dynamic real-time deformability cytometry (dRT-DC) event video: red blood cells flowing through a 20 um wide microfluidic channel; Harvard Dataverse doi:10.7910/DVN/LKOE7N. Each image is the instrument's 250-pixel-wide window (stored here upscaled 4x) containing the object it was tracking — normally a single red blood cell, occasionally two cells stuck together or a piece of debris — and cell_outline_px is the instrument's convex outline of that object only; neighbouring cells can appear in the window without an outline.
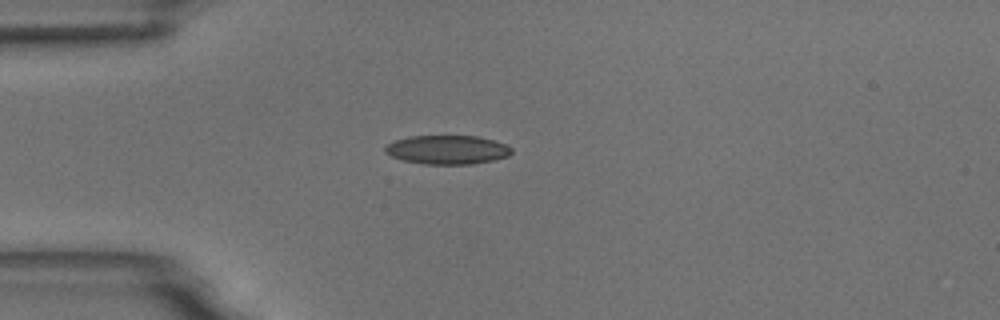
{"species": "common noctule bat (a hibernating species)", "species_latin": "Nyctalus noctula", "temperature_condition": "room temperature", "stored_images_in_passage": 3, "camera_frame_rate_fps": 3000, "um_per_image_px": 0.085, "animal": {"sex": "male", "body_mass_g": 18.8}, "frame": {"image": 1, "passage_image": 3, "time_ms": 2.333, "image_size_px": [1000, 320], "cell_outline_px": [[512, 152], [508, 156], [492, 160], [472, 164], [424, 164], [404, 160], [392, 156], [384, 152], [384, 148], [388, 144], [396, 140], [408, 136], [476, 136], [492, 140], [504, 144], [512, 148]], "centroid_in_image_um": [38.01, 12.73], "position_along_channel_um": 47.0, "area_um2": 21.1}}